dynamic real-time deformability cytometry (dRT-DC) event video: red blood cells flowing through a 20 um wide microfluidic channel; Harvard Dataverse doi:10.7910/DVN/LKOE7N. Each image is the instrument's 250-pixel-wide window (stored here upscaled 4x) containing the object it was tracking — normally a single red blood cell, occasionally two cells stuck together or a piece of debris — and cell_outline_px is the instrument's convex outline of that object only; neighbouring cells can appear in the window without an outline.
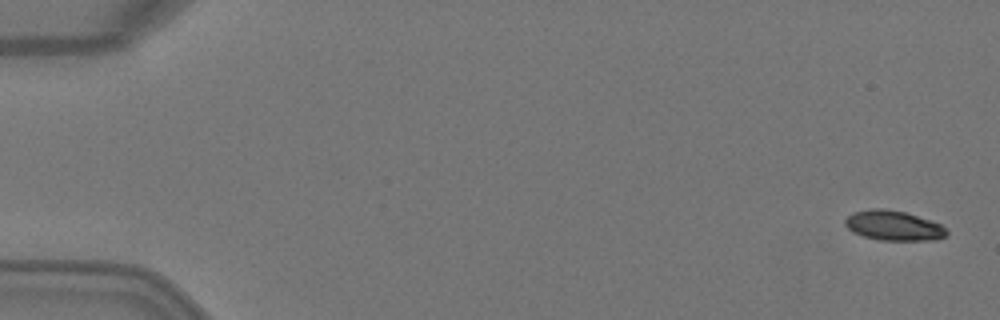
{"species": "Egyptian fruit bat (a non-hibernating species)", "species_latin": "Rousettus aegyptiacus", "temperature_condition": "warm", "stored_images_in_passage": 5, "camera_frame_rate_fps": 3000, "um_per_image_px": 0.085, "animal": {"sex": "female"}, "frame": {"image": 1, "passage_image": 1, "time_ms": 0.0, "image_size_px": [1000, 320], "cell_outline_px": [[948, 232], [944, 236], [936, 240], [880, 240], [864, 236], [852, 232], [844, 224], [844, 220], [852, 212], [872, 208], [884, 208], [904, 212], [932, 220], [940, 224]], "centroid_in_image_um": [75.93, 19.16], "position_along_channel_um": 9.1, "area_um2": 17.69}}
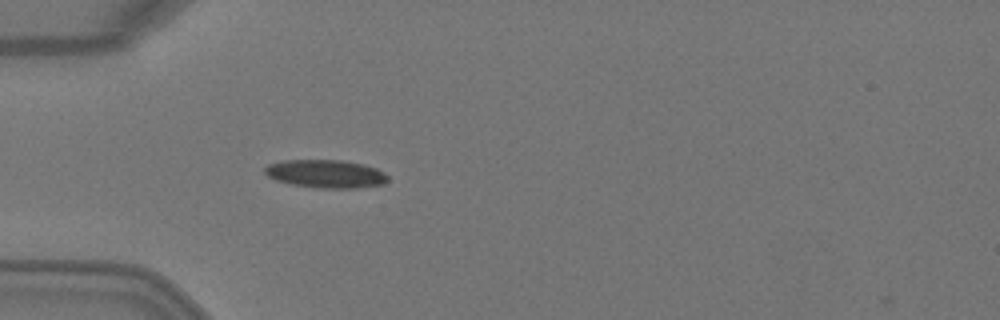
{"frame": {"image": 2, "passage_image": 5, "time_ms": 1.333, "image_size_px": [1000, 320], "cell_outline_px": [[388, 180], [384, 184], [356, 188], [316, 188], [292, 184], [276, 180], [268, 176], [264, 172], [264, 168], [268, 164], [284, 160], [340, 160], [364, 164], [376, 168], [384, 172], [388, 176]], "centroid_in_image_um": [27.7, 14.77], "position_along_channel_um": 57.3, "area_um2": 20.23}}